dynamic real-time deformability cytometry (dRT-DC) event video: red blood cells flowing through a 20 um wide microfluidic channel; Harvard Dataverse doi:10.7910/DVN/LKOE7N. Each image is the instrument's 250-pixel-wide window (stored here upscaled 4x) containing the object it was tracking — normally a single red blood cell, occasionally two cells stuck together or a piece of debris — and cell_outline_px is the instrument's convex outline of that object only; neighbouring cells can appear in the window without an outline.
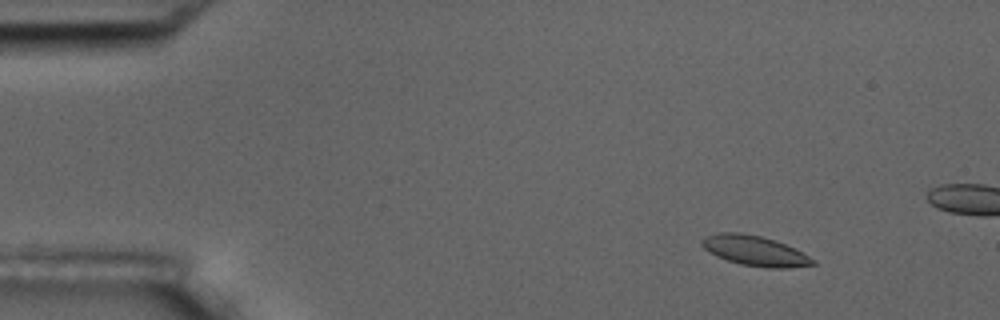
{"species": "common noctule bat (a hibernating species)", "species_latin": "Nyctalus noctula", "temperature_condition": "room temperature", "stored_images_in_passage": 6, "camera_frame_rate_fps": 3000, "um_per_image_px": 0.085, "animal": {"sex": "male", "body_mass_g": 17.5, "forearm_length_mm": 52.3}, "frame": {"image": 1, "passage_image": 3, "time_ms": 2.333, "image_size_px": [1000, 320], "cell_outline_px": [[816, 264], [788, 268], [768, 268], [740, 264], [716, 256], [704, 248], [700, 244], [700, 240], [704, 236], [716, 232], [740, 232], [760, 236], [776, 240], [816, 260]], "centroid_in_image_um": [64.11, 21.3], "position_along_channel_um": 20.9, "area_um2": 19.42}}